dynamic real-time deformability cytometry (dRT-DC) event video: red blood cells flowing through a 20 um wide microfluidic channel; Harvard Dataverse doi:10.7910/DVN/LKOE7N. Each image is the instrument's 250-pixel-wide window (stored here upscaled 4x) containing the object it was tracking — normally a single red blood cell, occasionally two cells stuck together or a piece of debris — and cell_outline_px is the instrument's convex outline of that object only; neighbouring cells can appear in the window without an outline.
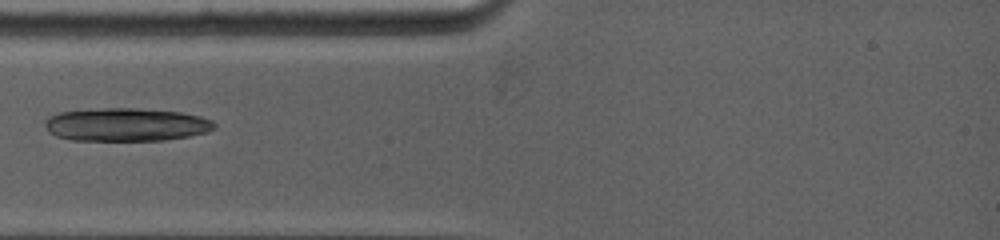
{"species": "common noctule bat (a hibernating species)", "species_latin": "Nyctalus noctula", "temperature_condition": "warm", "stored_images_in_passage": 25, "camera_frame_rate_fps": 5000, "um_per_image_px": 0.085, "animal": {"sex": "female", "body_mass_g": 19.0, "forearm_length_mm": 53.3}, "frame": {"image": 1, "passage_image": 1, "time_ms": 0.0, "image_size_px": [1000, 240], "cell_outline_px": [[216, 128], [208, 132], [188, 136], [164, 140], [72, 140], [56, 136], [48, 132], [44, 124], [44, 120], [48, 116], [60, 112], [104, 108], [136, 108], [180, 112], [200, 116], [212, 120], [216, 124]], "centroid_in_image_um": [10.72, 10.59], "position_along_channel_um": 74.3, "area_um2": 32.83}}
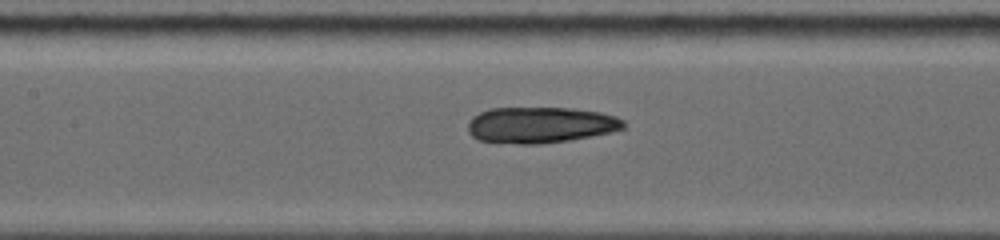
{"frame": {"image": 2, "passage_image": 7, "time_ms": 2.2, "image_size_px": [1000, 240], "cell_outline_px": [[624, 128], [608, 132], [568, 140], [536, 144], [520, 144], [480, 140], [472, 136], [468, 132], [468, 124], [472, 116], [488, 108], [572, 108], [600, 112], [616, 116], [624, 120]], "centroid_in_image_um": [45.9, 10.61], "position_along_channel_um": 161.5, "area_um2": 32.48}}
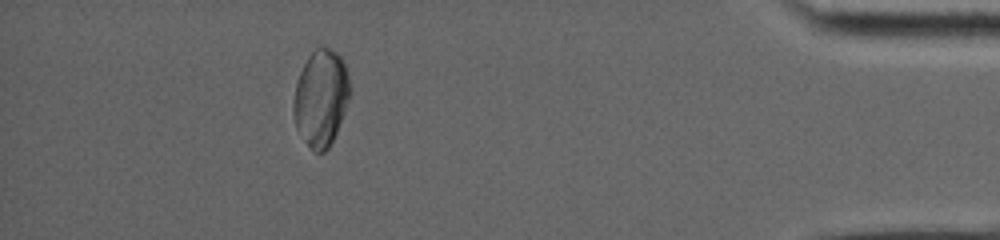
{"frame": {"image": 3, "passage_image": 25, "time_ms": 10.0, "image_size_px": [1000, 240], "cell_outline_px": [[352, 92], [336, 132], [328, 148], [324, 152], [312, 152], [296, 128], [292, 112], [292, 104], [296, 84], [300, 72], [308, 56], [320, 44], [324, 44], [336, 52], [344, 60], [352, 88]], "centroid_in_image_um": [27.28, 8.29], "position_along_channel_um": 407.9, "area_um2": 32.25}}